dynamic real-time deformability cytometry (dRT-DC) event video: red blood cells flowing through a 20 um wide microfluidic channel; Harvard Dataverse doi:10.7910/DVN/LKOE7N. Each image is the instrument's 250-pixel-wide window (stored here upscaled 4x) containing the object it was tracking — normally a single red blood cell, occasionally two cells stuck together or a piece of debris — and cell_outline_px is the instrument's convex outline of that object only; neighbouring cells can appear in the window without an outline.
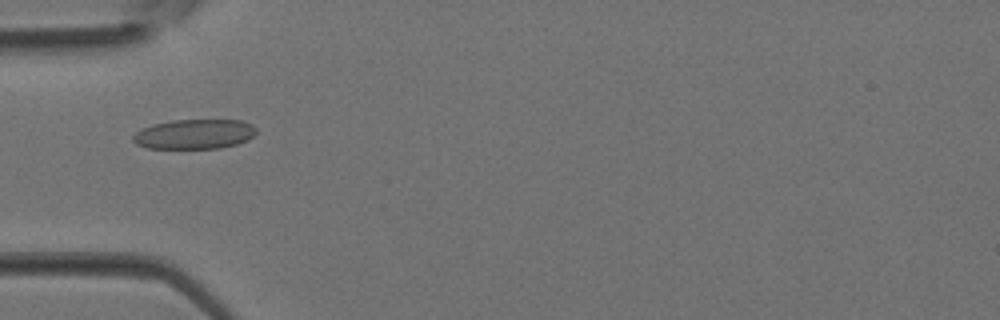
{"species": "Egyptian fruit bat (a non-hibernating species)", "species_latin": "Rousettus aegyptiacus", "temperature_condition": "room temperature", "stored_images_in_passage": 36, "camera_frame_rate_fps": 3000, "um_per_image_px": 0.085, "animal": {"sex": "female"}, "frame": {"image": 1, "passage_image": 11, "time_ms": 3.333, "image_size_px": [1000, 320], "cell_outline_px": [[256, 132], [248, 140], [236, 144], [220, 148], [148, 148], [136, 144], [132, 140], [132, 136], [136, 132], [152, 124], [172, 120], [240, 120], [252, 124], [256, 128]], "centroid_in_image_um": [16.52, 11.4], "position_along_channel_um": 68.5, "area_um2": 21.33}}
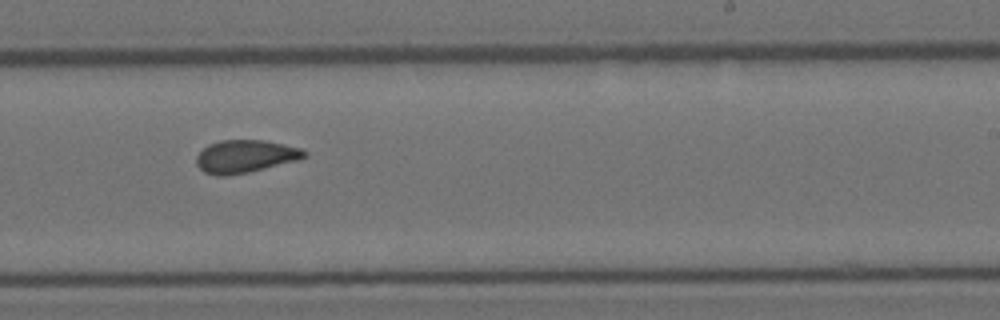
{"frame": {"image": 2, "passage_image": 22, "time_ms": 7.0, "image_size_px": [1000, 320], "cell_outline_px": [[308, 156], [300, 160], [248, 172], [228, 176], [216, 176], [204, 172], [196, 164], [196, 156], [208, 144], [220, 140], [264, 140], [300, 148], [308, 152]], "centroid_in_image_um": [20.86, 13.3], "position_along_channel_um": 268.1, "area_um2": 20.75}}
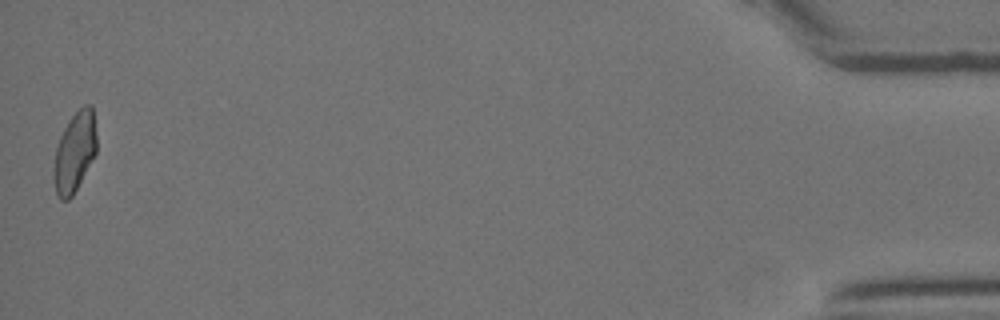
{"frame": {"image": 3, "passage_image": 36, "time_ms": 11.667, "image_size_px": [1000, 320], "cell_outline_px": [[96, 152], [72, 196], [68, 200], [60, 200], [56, 192], [52, 176], [52, 172], [56, 148], [60, 136], [68, 120], [84, 104], [92, 104], [96, 136]], "centroid_in_image_um": [6.32, 12.92], "position_along_channel_um": 428.9, "area_um2": 19.88}}